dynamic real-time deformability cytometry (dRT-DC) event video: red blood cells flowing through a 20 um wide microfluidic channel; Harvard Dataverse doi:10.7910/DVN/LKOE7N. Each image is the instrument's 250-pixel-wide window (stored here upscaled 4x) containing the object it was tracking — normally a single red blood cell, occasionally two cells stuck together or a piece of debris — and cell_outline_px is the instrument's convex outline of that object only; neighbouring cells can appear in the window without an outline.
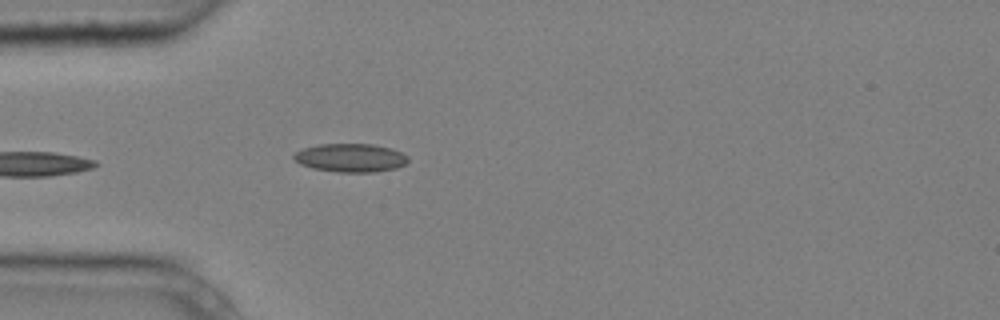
{"species": "common noctule bat (a hibernating species)", "species_latin": "Nyctalus noctula", "temperature_condition": "cold", "stored_images_in_passage": 2, "camera_frame_rate_fps": 3000, "um_per_image_px": 0.085, "animal": {"sex": "male", "body_mass_g": 20.4}, "frame": {"image": 1, "passage_image": 2, "time_ms": 0.333, "image_size_px": [1000, 320], "cell_outline_px": [[408, 160], [404, 164], [396, 168], [376, 172], [336, 172], [312, 168], [300, 164], [292, 156], [296, 152], [304, 148], [320, 144], [372, 144], [392, 148], [408, 156]], "centroid_in_image_um": [29.8, 13.41], "position_along_channel_um": 55.2, "area_um2": 18.9}}